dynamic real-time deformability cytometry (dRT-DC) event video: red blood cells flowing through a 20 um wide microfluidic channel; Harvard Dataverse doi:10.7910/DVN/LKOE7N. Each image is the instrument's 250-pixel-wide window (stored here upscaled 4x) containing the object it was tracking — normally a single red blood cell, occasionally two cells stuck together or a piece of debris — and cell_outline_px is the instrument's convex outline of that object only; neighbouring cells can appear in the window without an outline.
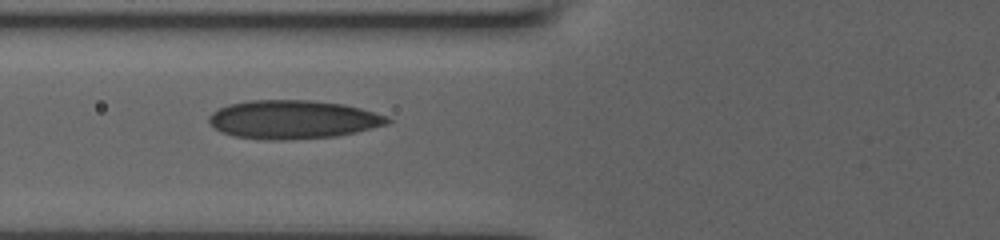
{"species": "human", "species_latin": "Homo sapiens", "temperature_condition": "room temperature", "stored_images_in_passage": 15, "camera_frame_rate_fps": 3000, "um_per_image_px": 0.085, "donor": {"sex": "male"}, "frame": {"image": 1, "passage_image": 5, "time_ms": 4.333, "image_size_px": [1000, 240], "cell_outline_px": [[392, 120], [388, 124], [356, 132], [336, 136], [284, 140], [276, 140], [232, 136], [216, 128], [208, 120], [208, 116], [212, 112], [228, 104], [248, 100], [312, 100], [344, 104], [360, 108], [388, 116]], "centroid_in_image_um": [24.92, 10.15], "position_along_channel_um": 100.9, "area_um2": 40.06}}
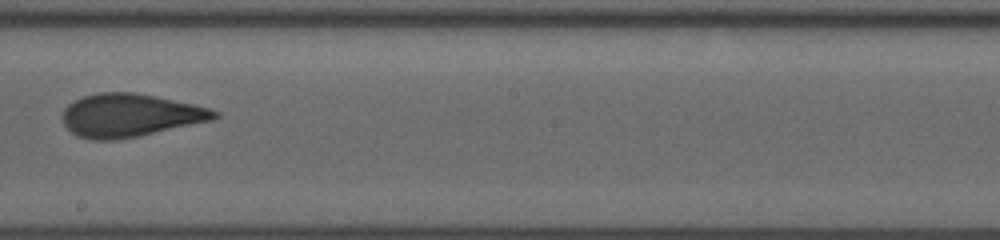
{"frame": {"image": 2, "passage_image": 8, "time_ms": 7.667, "image_size_px": [1000, 240], "cell_outline_px": [[220, 116], [212, 120], [140, 136], [112, 140], [92, 140], [76, 136], [64, 124], [64, 108], [68, 104], [84, 96], [96, 92], [136, 92], [196, 104], [212, 108], [220, 112]], "centroid_in_image_um": [11.1, 9.79], "position_along_channel_um": 237.1, "area_um2": 38.32}}
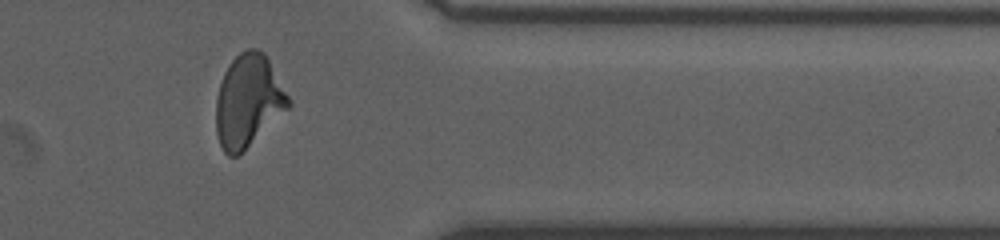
{"frame": {"image": 3, "passage_image": 12, "time_ms": 11.667, "image_size_px": [1000, 240], "cell_outline_px": [[292, 104], [288, 108], [236, 156], [228, 156], [224, 152], [220, 144], [216, 132], [216, 96], [224, 72], [228, 64], [240, 52], [248, 48], [256, 48], [264, 52], [288, 96]], "centroid_in_image_um": [21.07, 8.54], "position_along_channel_um": 390.3, "area_um2": 38.26}}